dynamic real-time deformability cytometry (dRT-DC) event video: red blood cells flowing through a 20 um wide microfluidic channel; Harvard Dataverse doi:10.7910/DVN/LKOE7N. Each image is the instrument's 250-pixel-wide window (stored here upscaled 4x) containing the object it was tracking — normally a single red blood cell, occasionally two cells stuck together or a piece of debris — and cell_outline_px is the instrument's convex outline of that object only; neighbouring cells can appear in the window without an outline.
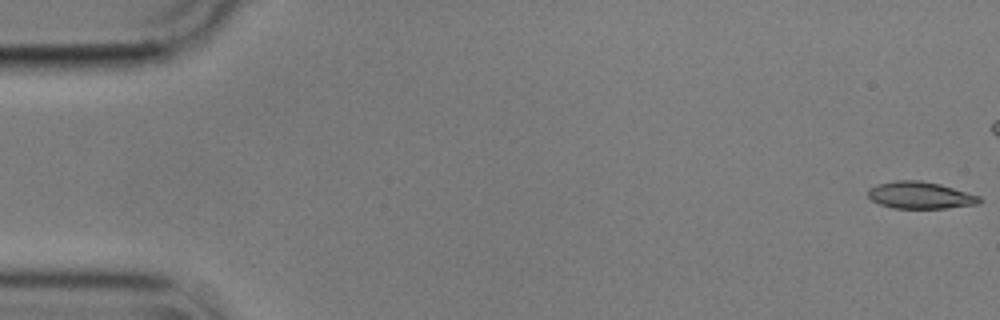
{"species": "common noctule bat (a hibernating species)", "species_latin": "Nyctalus noctula", "temperature_condition": "cold", "stored_images_in_passage": 19, "camera_frame_rate_fps": 3000, "um_per_image_px": 0.085, "animal": {"sex": "male", "body_mass_g": 17.9}, "frame": {"image": 1, "passage_image": 1, "time_ms": 0.0, "image_size_px": [1000, 320], "cell_outline_px": [[984, 200], [980, 204], [944, 208], [892, 208], [880, 204], [872, 200], [868, 196], [868, 188], [876, 184], [896, 180], [920, 180], [940, 184], [980, 196]], "centroid_in_image_um": [78.23, 16.59], "position_along_channel_um": 6.8, "area_um2": 17.63}}
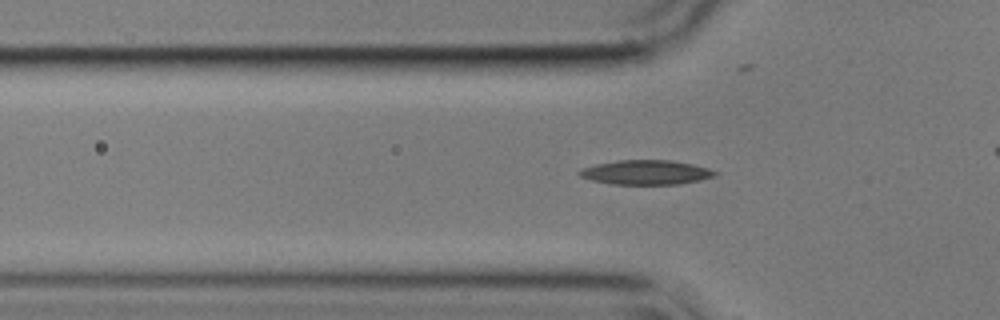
{"frame": {"image": 2, "passage_image": 18, "time_ms": 5.667, "image_size_px": [1000, 320], "cell_outline_px": [[720, 172], [716, 176], [700, 180], [676, 184], [612, 184], [592, 180], [580, 176], [576, 172], [580, 168], [596, 164], [620, 160], [668, 160], [692, 164], [708, 168]], "centroid_in_image_um": [54.91, 14.65], "position_along_channel_um": 70.9, "area_um2": 19.31}}